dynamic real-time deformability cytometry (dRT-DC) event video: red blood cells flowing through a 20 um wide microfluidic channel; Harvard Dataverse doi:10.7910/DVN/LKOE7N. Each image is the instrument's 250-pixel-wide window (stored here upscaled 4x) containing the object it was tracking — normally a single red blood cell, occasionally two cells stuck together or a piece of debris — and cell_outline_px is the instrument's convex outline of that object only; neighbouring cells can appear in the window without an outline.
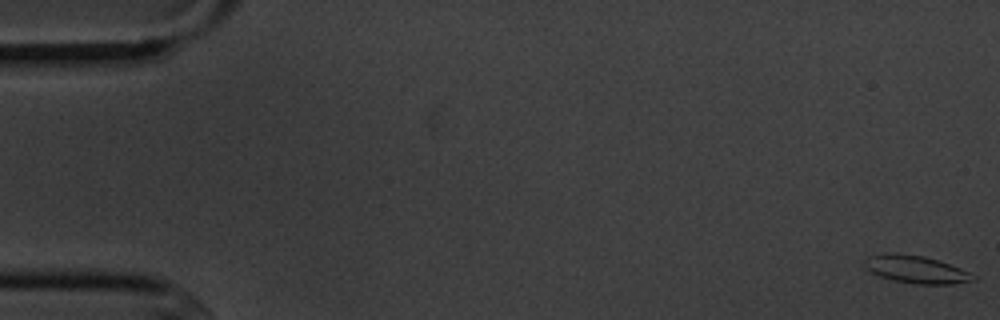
{"species": "common noctule bat (a hibernating species)", "species_latin": "Nyctalus noctula", "temperature_condition": "cold", "stored_images_in_passage": 4, "camera_frame_rate_fps": 3000, "um_per_image_px": 0.085, "animal": {"sex": "male", "body_mass_g": 20.1, "forearm_length_mm": 53.5}, "frame": {"image": 1, "passage_image": 1, "time_ms": 0.0, "image_size_px": [1000, 320], "cell_outline_px": [[976, 280], [952, 284], [916, 284], [896, 280], [880, 276], [872, 272], [864, 264], [864, 260], [868, 256], [884, 252], [896, 252], [924, 256], [960, 268], [976, 276]], "centroid_in_image_um": [77.85, 22.88], "position_along_channel_um": 7.1, "area_um2": 17.34}}